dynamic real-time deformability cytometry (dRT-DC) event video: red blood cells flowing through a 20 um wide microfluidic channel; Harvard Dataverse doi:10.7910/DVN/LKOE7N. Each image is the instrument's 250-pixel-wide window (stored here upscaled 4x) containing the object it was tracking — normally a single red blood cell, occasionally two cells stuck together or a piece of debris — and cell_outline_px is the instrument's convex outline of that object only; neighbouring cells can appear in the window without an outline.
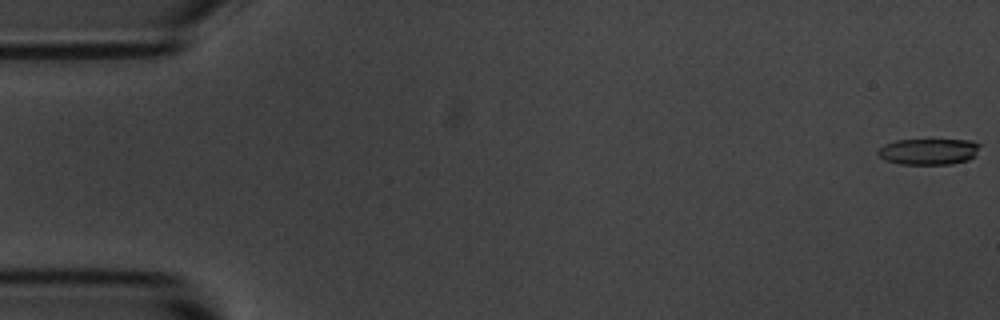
{"species": "common noctule bat (a hibernating species)", "species_latin": "Nyctalus noctula", "temperature_condition": "room temperature", "stored_images_in_passage": 7, "camera_frame_rate_fps": 3000, "um_per_image_px": 0.085, "animal": {"sex": "male", "body_mass_g": 20.1, "forearm_length_mm": 53.5}, "frame": {"image": 1, "passage_image": 1, "time_ms": 0.0, "image_size_px": [1000, 320], "cell_outline_px": [[980, 144], [976, 156], [968, 160], [952, 164], [900, 164], [884, 160], [876, 152], [884, 144], [896, 140], [972, 140]], "centroid_in_image_um": [78.94, 12.88], "position_along_channel_um": 6.1, "area_um2": 15.61}}
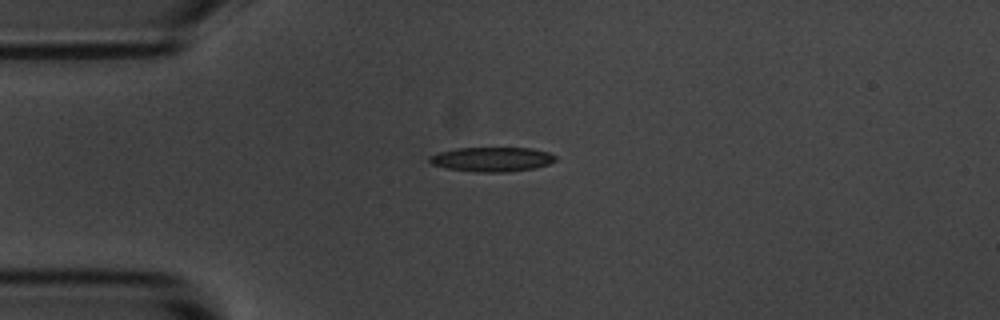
{"frame": {"image": 2, "passage_image": 5, "time_ms": 4.333, "image_size_px": [1000, 320], "cell_outline_px": [[556, 160], [548, 164], [536, 168], [508, 172], [476, 172], [448, 168], [432, 164], [428, 160], [428, 156], [440, 152], [456, 148], [532, 148], [548, 152], [556, 156]], "centroid_in_image_um": [41.83, 13.54], "position_along_channel_um": 43.2, "area_um2": 17.98}}
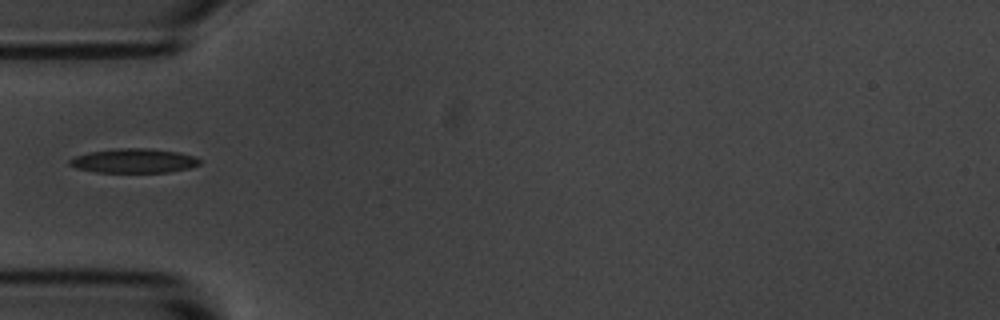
{"frame": {"image": 3, "passage_image": 6, "time_ms": 5.667, "image_size_px": [1000, 320], "cell_outline_px": [[200, 164], [192, 168], [168, 172], [96, 172], [76, 168], [68, 164], [68, 160], [76, 156], [88, 152], [120, 148], [152, 148], [180, 152], [196, 156], [200, 160]], "centroid_in_image_um": [11.42, 13.66], "position_along_channel_um": 73.6, "area_um2": 18.61}}